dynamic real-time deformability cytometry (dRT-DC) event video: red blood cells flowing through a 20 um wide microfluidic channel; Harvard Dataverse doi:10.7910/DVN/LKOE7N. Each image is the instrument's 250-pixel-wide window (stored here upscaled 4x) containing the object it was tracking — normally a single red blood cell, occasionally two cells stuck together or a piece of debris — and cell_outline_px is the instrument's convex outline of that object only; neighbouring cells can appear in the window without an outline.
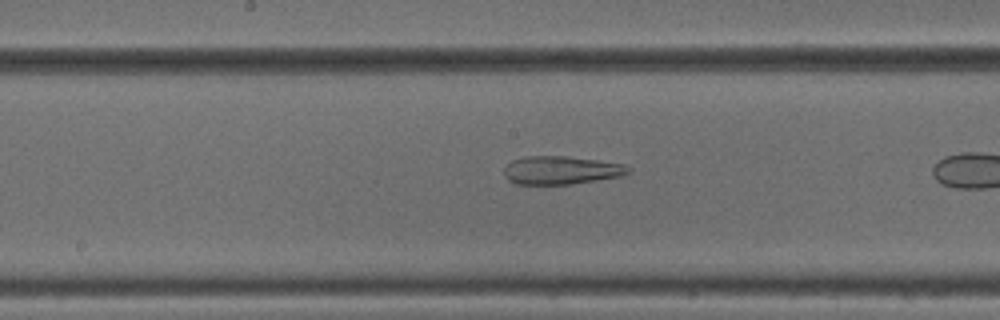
{"species": "common noctule bat (a hibernating species)", "species_latin": "Nyctalus noctula", "temperature_condition": "cold", "stored_images_in_passage": 26, "camera_frame_rate_fps": 3000, "um_per_image_px": 0.085, "animal": {"sex": "male", "body_mass_g": 18.8}, "frame": {"image": 1, "passage_image": 12, "time_ms": 3.667, "image_size_px": [1000, 320], "cell_outline_px": [[632, 172], [620, 176], [572, 184], [516, 184], [508, 180], [504, 176], [504, 168], [512, 160], [524, 156], [564, 156], [596, 160], [624, 164], [632, 168]], "centroid_in_image_um": [47.69, 14.47], "position_along_channel_um": 200.5, "area_um2": 20.46}}